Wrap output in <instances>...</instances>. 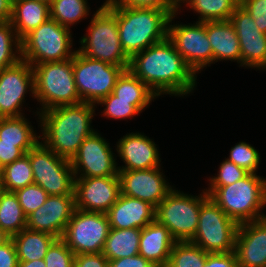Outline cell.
<instances>
[{
    "label": "cell",
    "mask_w": 266,
    "mask_h": 267,
    "mask_svg": "<svg viewBox=\"0 0 266 267\" xmlns=\"http://www.w3.org/2000/svg\"><path fill=\"white\" fill-rule=\"evenodd\" d=\"M153 93L187 96L196 88L197 75L166 38L135 54L128 68Z\"/></svg>",
    "instance_id": "obj_1"
},
{
    "label": "cell",
    "mask_w": 266,
    "mask_h": 267,
    "mask_svg": "<svg viewBox=\"0 0 266 267\" xmlns=\"http://www.w3.org/2000/svg\"><path fill=\"white\" fill-rule=\"evenodd\" d=\"M95 106L81 102L63 105L40 112V139L57 156L68 160L78 153L80 145L95 130L91 126ZM43 136V137H42Z\"/></svg>",
    "instance_id": "obj_2"
},
{
    "label": "cell",
    "mask_w": 266,
    "mask_h": 267,
    "mask_svg": "<svg viewBox=\"0 0 266 267\" xmlns=\"http://www.w3.org/2000/svg\"><path fill=\"white\" fill-rule=\"evenodd\" d=\"M170 17L166 10L117 5L119 38L126 55L131 59L166 39Z\"/></svg>",
    "instance_id": "obj_3"
},
{
    "label": "cell",
    "mask_w": 266,
    "mask_h": 267,
    "mask_svg": "<svg viewBox=\"0 0 266 267\" xmlns=\"http://www.w3.org/2000/svg\"><path fill=\"white\" fill-rule=\"evenodd\" d=\"M204 191L238 224L259 220L266 215V178L249 173L227 186H209Z\"/></svg>",
    "instance_id": "obj_4"
},
{
    "label": "cell",
    "mask_w": 266,
    "mask_h": 267,
    "mask_svg": "<svg viewBox=\"0 0 266 267\" xmlns=\"http://www.w3.org/2000/svg\"><path fill=\"white\" fill-rule=\"evenodd\" d=\"M87 32L80 39L78 52L82 55L116 66H129L130 58L122 48L117 26V5L97 9Z\"/></svg>",
    "instance_id": "obj_5"
},
{
    "label": "cell",
    "mask_w": 266,
    "mask_h": 267,
    "mask_svg": "<svg viewBox=\"0 0 266 267\" xmlns=\"http://www.w3.org/2000/svg\"><path fill=\"white\" fill-rule=\"evenodd\" d=\"M34 98L41 104L40 112L63 105L81 103L73 75L72 58L32 65Z\"/></svg>",
    "instance_id": "obj_6"
},
{
    "label": "cell",
    "mask_w": 266,
    "mask_h": 267,
    "mask_svg": "<svg viewBox=\"0 0 266 267\" xmlns=\"http://www.w3.org/2000/svg\"><path fill=\"white\" fill-rule=\"evenodd\" d=\"M71 35L70 28L49 18L21 40V59L31 66L71 59L76 53Z\"/></svg>",
    "instance_id": "obj_7"
},
{
    "label": "cell",
    "mask_w": 266,
    "mask_h": 267,
    "mask_svg": "<svg viewBox=\"0 0 266 267\" xmlns=\"http://www.w3.org/2000/svg\"><path fill=\"white\" fill-rule=\"evenodd\" d=\"M208 196L204 190L194 196L172 189L156 207L155 219L176 241H190L197 231L201 204Z\"/></svg>",
    "instance_id": "obj_8"
},
{
    "label": "cell",
    "mask_w": 266,
    "mask_h": 267,
    "mask_svg": "<svg viewBox=\"0 0 266 267\" xmlns=\"http://www.w3.org/2000/svg\"><path fill=\"white\" fill-rule=\"evenodd\" d=\"M72 67L81 101L94 105L113 92L117 79L129 68L90 59L77 50L72 57Z\"/></svg>",
    "instance_id": "obj_9"
},
{
    "label": "cell",
    "mask_w": 266,
    "mask_h": 267,
    "mask_svg": "<svg viewBox=\"0 0 266 267\" xmlns=\"http://www.w3.org/2000/svg\"><path fill=\"white\" fill-rule=\"evenodd\" d=\"M239 224L208 196L201 204L197 231L190 242L207 253L234 251Z\"/></svg>",
    "instance_id": "obj_10"
},
{
    "label": "cell",
    "mask_w": 266,
    "mask_h": 267,
    "mask_svg": "<svg viewBox=\"0 0 266 267\" xmlns=\"http://www.w3.org/2000/svg\"><path fill=\"white\" fill-rule=\"evenodd\" d=\"M33 171L34 184L48 195H74L75 176L71 161L57 156L39 142L27 153Z\"/></svg>",
    "instance_id": "obj_11"
},
{
    "label": "cell",
    "mask_w": 266,
    "mask_h": 267,
    "mask_svg": "<svg viewBox=\"0 0 266 267\" xmlns=\"http://www.w3.org/2000/svg\"><path fill=\"white\" fill-rule=\"evenodd\" d=\"M109 230L106 213L75 208L61 239L75 255L102 253Z\"/></svg>",
    "instance_id": "obj_12"
},
{
    "label": "cell",
    "mask_w": 266,
    "mask_h": 267,
    "mask_svg": "<svg viewBox=\"0 0 266 267\" xmlns=\"http://www.w3.org/2000/svg\"><path fill=\"white\" fill-rule=\"evenodd\" d=\"M175 16L176 14H173L170 17L167 38L185 63L198 74L201 69L213 63V51L206 33V22L172 25Z\"/></svg>",
    "instance_id": "obj_13"
},
{
    "label": "cell",
    "mask_w": 266,
    "mask_h": 267,
    "mask_svg": "<svg viewBox=\"0 0 266 267\" xmlns=\"http://www.w3.org/2000/svg\"><path fill=\"white\" fill-rule=\"evenodd\" d=\"M111 149L97 131L88 136L71 160L75 178L118 176L117 162Z\"/></svg>",
    "instance_id": "obj_14"
},
{
    "label": "cell",
    "mask_w": 266,
    "mask_h": 267,
    "mask_svg": "<svg viewBox=\"0 0 266 267\" xmlns=\"http://www.w3.org/2000/svg\"><path fill=\"white\" fill-rule=\"evenodd\" d=\"M34 97L33 67L22 59L15 65L0 70V118L20 117L25 94Z\"/></svg>",
    "instance_id": "obj_15"
},
{
    "label": "cell",
    "mask_w": 266,
    "mask_h": 267,
    "mask_svg": "<svg viewBox=\"0 0 266 267\" xmlns=\"http://www.w3.org/2000/svg\"><path fill=\"white\" fill-rule=\"evenodd\" d=\"M121 194L119 176L75 178V208L107 213Z\"/></svg>",
    "instance_id": "obj_16"
},
{
    "label": "cell",
    "mask_w": 266,
    "mask_h": 267,
    "mask_svg": "<svg viewBox=\"0 0 266 267\" xmlns=\"http://www.w3.org/2000/svg\"><path fill=\"white\" fill-rule=\"evenodd\" d=\"M229 21L239 39L241 67L266 70V34L259 30L249 12L240 4L235 8Z\"/></svg>",
    "instance_id": "obj_17"
},
{
    "label": "cell",
    "mask_w": 266,
    "mask_h": 267,
    "mask_svg": "<svg viewBox=\"0 0 266 267\" xmlns=\"http://www.w3.org/2000/svg\"><path fill=\"white\" fill-rule=\"evenodd\" d=\"M163 174L161 167L118 171L121 194L149 202L156 208L173 189Z\"/></svg>",
    "instance_id": "obj_18"
},
{
    "label": "cell",
    "mask_w": 266,
    "mask_h": 267,
    "mask_svg": "<svg viewBox=\"0 0 266 267\" xmlns=\"http://www.w3.org/2000/svg\"><path fill=\"white\" fill-rule=\"evenodd\" d=\"M74 210V195H49L42 206L27 216L26 228L61 239Z\"/></svg>",
    "instance_id": "obj_19"
},
{
    "label": "cell",
    "mask_w": 266,
    "mask_h": 267,
    "mask_svg": "<svg viewBox=\"0 0 266 267\" xmlns=\"http://www.w3.org/2000/svg\"><path fill=\"white\" fill-rule=\"evenodd\" d=\"M234 252L238 267H266V217L239 224Z\"/></svg>",
    "instance_id": "obj_20"
},
{
    "label": "cell",
    "mask_w": 266,
    "mask_h": 267,
    "mask_svg": "<svg viewBox=\"0 0 266 267\" xmlns=\"http://www.w3.org/2000/svg\"><path fill=\"white\" fill-rule=\"evenodd\" d=\"M157 145L142 133H128L117 142V153L124 166L118 171L147 170L160 167L161 158ZM160 158V159H159Z\"/></svg>",
    "instance_id": "obj_21"
},
{
    "label": "cell",
    "mask_w": 266,
    "mask_h": 267,
    "mask_svg": "<svg viewBox=\"0 0 266 267\" xmlns=\"http://www.w3.org/2000/svg\"><path fill=\"white\" fill-rule=\"evenodd\" d=\"M155 212L156 208L149 202L120 194L106 215L110 228L143 229L155 220Z\"/></svg>",
    "instance_id": "obj_22"
},
{
    "label": "cell",
    "mask_w": 266,
    "mask_h": 267,
    "mask_svg": "<svg viewBox=\"0 0 266 267\" xmlns=\"http://www.w3.org/2000/svg\"><path fill=\"white\" fill-rule=\"evenodd\" d=\"M176 240L156 219L141 229L139 254L156 267H166Z\"/></svg>",
    "instance_id": "obj_23"
},
{
    "label": "cell",
    "mask_w": 266,
    "mask_h": 267,
    "mask_svg": "<svg viewBox=\"0 0 266 267\" xmlns=\"http://www.w3.org/2000/svg\"><path fill=\"white\" fill-rule=\"evenodd\" d=\"M206 33L213 51V63L230 60L237 61L241 66L239 39L229 20L206 22Z\"/></svg>",
    "instance_id": "obj_24"
},
{
    "label": "cell",
    "mask_w": 266,
    "mask_h": 267,
    "mask_svg": "<svg viewBox=\"0 0 266 267\" xmlns=\"http://www.w3.org/2000/svg\"><path fill=\"white\" fill-rule=\"evenodd\" d=\"M49 18L48 4L36 0H13L10 23L20 40Z\"/></svg>",
    "instance_id": "obj_25"
},
{
    "label": "cell",
    "mask_w": 266,
    "mask_h": 267,
    "mask_svg": "<svg viewBox=\"0 0 266 267\" xmlns=\"http://www.w3.org/2000/svg\"><path fill=\"white\" fill-rule=\"evenodd\" d=\"M112 93L115 95V100L131 101L140 113L157 98L153 91L129 69L117 79Z\"/></svg>",
    "instance_id": "obj_26"
},
{
    "label": "cell",
    "mask_w": 266,
    "mask_h": 267,
    "mask_svg": "<svg viewBox=\"0 0 266 267\" xmlns=\"http://www.w3.org/2000/svg\"><path fill=\"white\" fill-rule=\"evenodd\" d=\"M39 138L25 116L0 118V143L15 144L26 154Z\"/></svg>",
    "instance_id": "obj_27"
},
{
    "label": "cell",
    "mask_w": 266,
    "mask_h": 267,
    "mask_svg": "<svg viewBox=\"0 0 266 267\" xmlns=\"http://www.w3.org/2000/svg\"><path fill=\"white\" fill-rule=\"evenodd\" d=\"M11 239L16 247L18 261H33L44 259L48 248L57 238L45 232L25 228Z\"/></svg>",
    "instance_id": "obj_28"
},
{
    "label": "cell",
    "mask_w": 266,
    "mask_h": 267,
    "mask_svg": "<svg viewBox=\"0 0 266 267\" xmlns=\"http://www.w3.org/2000/svg\"><path fill=\"white\" fill-rule=\"evenodd\" d=\"M140 235L138 228H110L102 254L108 261L138 255Z\"/></svg>",
    "instance_id": "obj_29"
},
{
    "label": "cell",
    "mask_w": 266,
    "mask_h": 267,
    "mask_svg": "<svg viewBox=\"0 0 266 267\" xmlns=\"http://www.w3.org/2000/svg\"><path fill=\"white\" fill-rule=\"evenodd\" d=\"M24 214L14 192L0 189V228L11 237L26 228Z\"/></svg>",
    "instance_id": "obj_30"
},
{
    "label": "cell",
    "mask_w": 266,
    "mask_h": 267,
    "mask_svg": "<svg viewBox=\"0 0 266 267\" xmlns=\"http://www.w3.org/2000/svg\"><path fill=\"white\" fill-rule=\"evenodd\" d=\"M33 183V171L27 154L0 170V187L4 191L15 192Z\"/></svg>",
    "instance_id": "obj_31"
},
{
    "label": "cell",
    "mask_w": 266,
    "mask_h": 267,
    "mask_svg": "<svg viewBox=\"0 0 266 267\" xmlns=\"http://www.w3.org/2000/svg\"><path fill=\"white\" fill-rule=\"evenodd\" d=\"M240 0H188L186 6L199 13V22L228 21Z\"/></svg>",
    "instance_id": "obj_32"
},
{
    "label": "cell",
    "mask_w": 266,
    "mask_h": 267,
    "mask_svg": "<svg viewBox=\"0 0 266 267\" xmlns=\"http://www.w3.org/2000/svg\"><path fill=\"white\" fill-rule=\"evenodd\" d=\"M87 2V0H52L49 5L50 19L61 26L71 28V25L87 18L90 12Z\"/></svg>",
    "instance_id": "obj_33"
},
{
    "label": "cell",
    "mask_w": 266,
    "mask_h": 267,
    "mask_svg": "<svg viewBox=\"0 0 266 267\" xmlns=\"http://www.w3.org/2000/svg\"><path fill=\"white\" fill-rule=\"evenodd\" d=\"M208 253L190 241H176L166 267H203Z\"/></svg>",
    "instance_id": "obj_34"
},
{
    "label": "cell",
    "mask_w": 266,
    "mask_h": 267,
    "mask_svg": "<svg viewBox=\"0 0 266 267\" xmlns=\"http://www.w3.org/2000/svg\"><path fill=\"white\" fill-rule=\"evenodd\" d=\"M21 60V40L10 22L0 23V70Z\"/></svg>",
    "instance_id": "obj_35"
},
{
    "label": "cell",
    "mask_w": 266,
    "mask_h": 267,
    "mask_svg": "<svg viewBox=\"0 0 266 267\" xmlns=\"http://www.w3.org/2000/svg\"><path fill=\"white\" fill-rule=\"evenodd\" d=\"M229 154V158H226L228 161L233 162L249 173L257 174L261 160L260 153L255 147L242 141L232 147Z\"/></svg>",
    "instance_id": "obj_36"
},
{
    "label": "cell",
    "mask_w": 266,
    "mask_h": 267,
    "mask_svg": "<svg viewBox=\"0 0 266 267\" xmlns=\"http://www.w3.org/2000/svg\"><path fill=\"white\" fill-rule=\"evenodd\" d=\"M26 216L42 206L48 198L47 192L37 184H30L14 192Z\"/></svg>",
    "instance_id": "obj_37"
},
{
    "label": "cell",
    "mask_w": 266,
    "mask_h": 267,
    "mask_svg": "<svg viewBox=\"0 0 266 267\" xmlns=\"http://www.w3.org/2000/svg\"><path fill=\"white\" fill-rule=\"evenodd\" d=\"M104 105L103 116L112 119L133 118L140 112L131 104V101L115 100L113 93L101 99L97 105Z\"/></svg>",
    "instance_id": "obj_38"
},
{
    "label": "cell",
    "mask_w": 266,
    "mask_h": 267,
    "mask_svg": "<svg viewBox=\"0 0 266 267\" xmlns=\"http://www.w3.org/2000/svg\"><path fill=\"white\" fill-rule=\"evenodd\" d=\"M75 254L62 239H56L44 257L46 267H74Z\"/></svg>",
    "instance_id": "obj_39"
},
{
    "label": "cell",
    "mask_w": 266,
    "mask_h": 267,
    "mask_svg": "<svg viewBox=\"0 0 266 267\" xmlns=\"http://www.w3.org/2000/svg\"><path fill=\"white\" fill-rule=\"evenodd\" d=\"M249 174L245 169L225 159L220 163L218 174L208 180L210 186H227L243 179Z\"/></svg>",
    "instance_id": "obj_40"
},
{
    "label": "cell",
    "mask_w": 266,
    "mask_h": 267,
    "mask_svg": "<svg viewBox=\"0 0 266 267\" xmlns=\"http://www.w3.org/2000/svg\"><path fill=\"white\" fill-rule=\"evenodd\" d=\"M114 5L134 8H154L166 10L170 15H178V11L169 0H106L99 9H110Z\"/></svg>",
    "instance_id": "obj_41"
},
{
    "label": "cell",
    "mask_w": 266,
    "mask_h": 267,
    "mask_svg": "<svg viewBox=\"0 0 266 267\" xmlns=\"http://www.w3.org/2000/svg\"><path fill=\"white\" fill-rule=\"evenodd\" d=\"M240 5L249 12L259 30L266 34V0H240Z\"/></svg>",
    "instance_id": "obj_42"
},
{
    "label": "cell",
    "mask_w": 266,
    "mask_h": 267,
    "mask_svg": "<svg viewBox=\"0 0 266 267\" xmlns=\"http://www.w3.org/2000/svg\"><path fill=\"white\" fill-rule=\"evenodd\" d=\"M74 267H109V261L102 253L77 254Z\"/></svg>",
    "instance_id": "obj_43"
},
{
    "label": "cell",
    "mask_w": 266,
    "mask_h": 267,
    "mask_svg": "<svg viewBox=\"0 0 266 267\" xmlns=\"http://www.w3.org/2000/svg\"><path fill=\"white\" fill-rule=\"evenodd\" d=\"M203 267H238L235 252L208 253Z\"/></svg>",
    "instance_id": "obj_44"
},
{
    "label": "cell",
    "mask_w": 266,
    "mask_h": 267,
    "mask_svg": "<svg viewBox=\"0 0 266 267\" xmlns=\"http://www.w3.org/2000/svg\"><path fill=\"white\" fill-rule=\"evenodd\" d=\"M25 153L15 144L0 143V170L22 157Z\"/></svg>",
    "instance_id": "obj_45"
},
{
    "label": "cell",
    "mask_w": 266,
    "mask_h": 267,
    "mask_svg": "<svg viewBox=\"0 0 266 267\" xmlns=\"http://www.w3.org/2000/svg\"><path fill=\"white\" fill-rule=\"evenodd\" d=\"M0 267H18L16 247L12 239L0 247Z\"/></svg>",
    "instance_id": "obj_46"
},
{
    "label": "cell",
    "mask_w": 266,
    "mask_h": 267,
    "mask_svg": "<svg viewBox=\"0 0 266 267\" xmlns=\"http://www.w3.org/2000/svg\"><path fill=\"white\" fill-rule=\"evenodd\" d=\"M109 267H156L149 260L140 254L135 256L124 257L120 259L110 260Z\"/></svg>",
    "instance_id": "obj_47"
},
{
    "label": "cell",
    "mask_w": 266,
    "mask_h": 267,
    "mask_svg": "<svg viewBox=\"0 0 266 267\" xmlns=\"http://www.w3.org/2000/svg\"><path fill=\"white\" fill-rule=\"evenodd\" d=\"M12 7L13 0H0V23L11 21Z\"/></svg>",
    "instance_id": "obj_48"
},
{
    "label": "cell",
    "mask_w": 266,
    "mask_h": 267,
    "mask_svg": "<svg viewBox=\"0 0 266 267\" xmlns=\"http://www.w3.org/2000/svg\"><path fill=\"white\" fill-rule=\"evenodd\" d=\"M18 267H46L44 259L33 261H18Z\"/></svg>",
    "instance_id": "obj_49"
},
{
    "label": "cell",
    "mask_w": 266,
    "mask_h": 267,
    "mask_svg": "<svg viewBox=\"0 0 266 267\" xmlns=\"http://www.w3.org/2000/svg\"><path fill=\"white\" fill-rule=\"evenodd\" d=\"M10 239L11 236L0 228V247L7 243Z\"/></svg>",
    "instance_id": "obj_50"
},
{
    "label": "cell",
    "mask_w": 266,
    "mask_h": 267,
    "mask_svg": "<svg viewBox=\"0 0 266 267\" xmlns=\"http://www.w3.org/2000/svg\"><path fill=\"white\" fill-rule=\"evenodd\" d=\"M170 1V3L177 9V10H179L180 11V5H181V3L183 2V3H186L188 0H169ZM186 1V2H185ZM179 8V9H178Z\"/></svg>",
    "instance_id": "obj_51"
},
{
    "label": "cell",
    "mask_w": 266,
    "mask_h": 267,
    "mask_svg": "<svg viewBox=\"0 0 266 267\" xmlns=\"http://www.w3.org/2000/svg\"><path fill=\"white\" fill-rule=\"evenodd\" d=\"M36 1H41V2H44V3L48 4V5H50L51 2H52V0H36Z\"/></svg>",
    "instance_id": "obj_52"
}]
</instances>
